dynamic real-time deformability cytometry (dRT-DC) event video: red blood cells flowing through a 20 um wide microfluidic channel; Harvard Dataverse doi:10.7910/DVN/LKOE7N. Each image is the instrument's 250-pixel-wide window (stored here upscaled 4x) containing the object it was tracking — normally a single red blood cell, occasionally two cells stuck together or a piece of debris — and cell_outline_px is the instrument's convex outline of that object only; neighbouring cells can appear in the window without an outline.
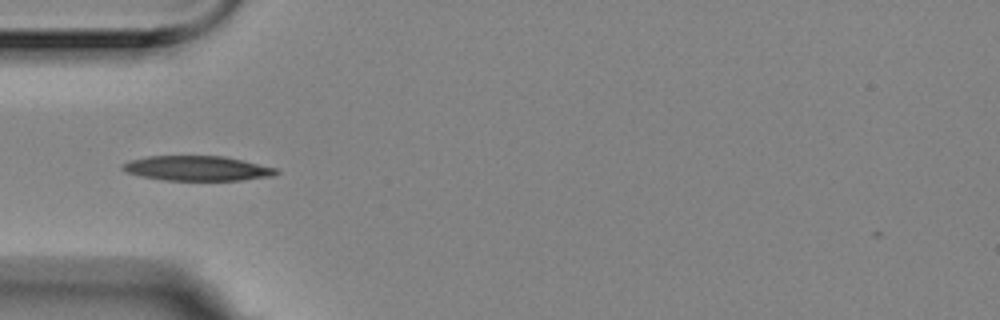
{"species": "Egyptian fruit bat (a non-hibernating species)", "species_latin": "Rousettus aegyptiacus", "temperature_condition": "room temperature", "stored_images_in_passage": 1, "camera_frame_rate_fps": 3000, "um_per_image_px": 0.085, "animal": {"sex": "female"}, "frame": {"image": 1, "passage_image": 1, "time_ms": 0.0, "image_size_px": [1000, 320], "cell_outline_px": [[280, 172], [272, 176], [244, 180], [164, 180], [140, 176], [124, 172], [120, 168], [120, 164], [128, 160], [148, 156], [224, 156], [276, 168]], "centroid_in_image_um": [16.69, 14.31], "position_along_channel_um": 68.3, "area_um2": 22.37}}